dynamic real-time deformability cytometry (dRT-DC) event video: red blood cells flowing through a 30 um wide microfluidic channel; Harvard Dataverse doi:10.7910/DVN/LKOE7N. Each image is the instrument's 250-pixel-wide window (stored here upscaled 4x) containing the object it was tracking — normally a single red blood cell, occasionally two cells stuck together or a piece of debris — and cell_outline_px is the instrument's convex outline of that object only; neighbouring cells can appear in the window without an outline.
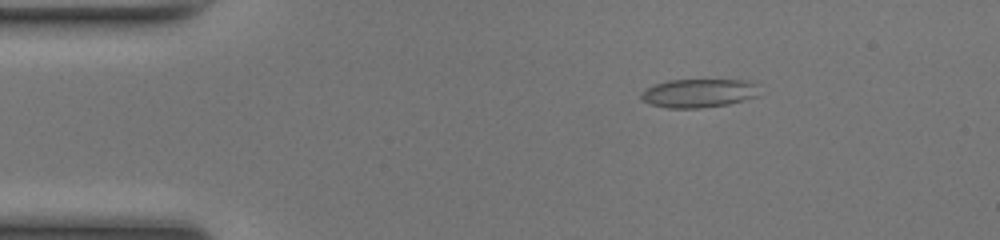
{"species": "common noctule bat (a hibernating species)", "species_latin": "Nyctalus noctula", "temperature_condition": "room temperature", "stored_images_in_passage": 46, "camera_frame_rate_fps": 3000, "um_per_image_px": 0.085, "animal": {"sex": "female", "body_mass_g": 17.0, "forearm_length_mm": 48.0}, "frame": {"image": 1, "passage_image": 5, "time_ms": 1.333, "image_size_px": [1000, 240], "cell_outline_px": [[760, 96], [728, 104], [700, 108], [668, 108], [648, 104], [640, 100], [640, 92], [644, 88], [668, 80], [752, 80], [756, 84]], "centroid_in_image_um": [59.37, 7.92], "position_along_channel_um": 25.6, "area_um2": 20.06}}
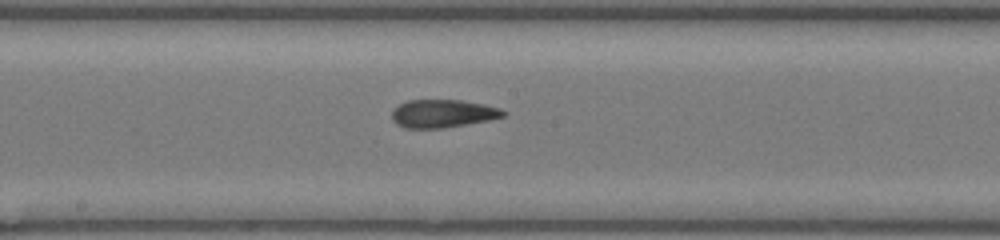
{"frame": {"image": 2, "passage_image": 23, "time_ms": 7.333, "image_size_px": [1000, 240], "cell_outline_px": [[508, 112], [504, 116], [488, 120], [444, 128], [404, 128], [396, 124], [392, 120], [392, 108], [408, 100], [460, 100], [484, 104], [500, 108]], "centroid_in_image_um": [37.62, 9.65], "position_along_channel_um": 210.6, "area_um2": 18.26}}
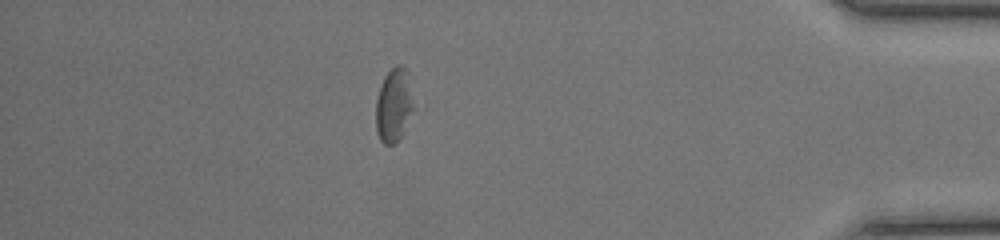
{"frame": {"image": 3, "passage_image": 40, "time_ms": 13.0, "image_size_px": [1000, 240], "cell_outline_px": [[416, 108], [404, 132], [392, 144], [384, 144], [380, 140], [376, 132], [376, 100], [380, 84], [384, 76], [396, 64], [400, 64], [408, 72]], "centroid_in_image_um": [33.51, 8.92], "position_along_channel_um": 401.7, "area_um2": 16.7}, "authors_computed_cell_mechanics": {"area_um2": 18.5827, "velocity_mm_per_s": 4.1758, "shape_relaxation_time_tau1_ms": 5.8084, "shape_relaxation_time_tau2_ms": 2.2413, "deformation_change_tau1": 0.1499, "deformation_change_tau2": 0.0994}}